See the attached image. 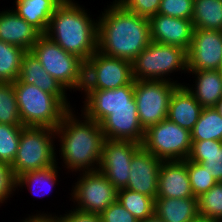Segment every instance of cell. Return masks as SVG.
<instances>
[{
	"label": "cell",
	"mask_w": 222,
	"mask_h": 222,
	"mask_svg": "<svg viewBox=\"0 0 222 222\" xmlns=\"http://www.w3.org/2000/svg\"><path fill=\"white\" fill-rule=\"evenodd\" d=\"M41 33L13 9L0 11V40L31 51Z\"/></svg>",
	"instance_id": "20"
},
{
	"label": "cell",
	"mask_w": 222,
	"mask_h": 222,
	"mask_svg": "<svg viewBox=\"0 0 222 222\" xmlns=\"http://www.w3.org/2000/svg\"><path fill=\"white\" fill-rule=\"evenodd\" d=\"M214 108L219 112L220 116L222 117V98L217 102Z\"/></svg>",
	"instance_id": "42"
},
{
	"label": "cell",
	"mask_w": 222,
	"mask_h": 222,
	"mask_svg": "<svg viewBox=\"0 0 222 222\" xmlns=\"http://www.w3.org/2000/svg\"><path fill=\"white\" fill-rule=\"evenodd\" d=\"M191 222H211V221H208L207 219L202 218V217L199 216L197 219H195Z\"/></svg>",
	"instance_id": "43"
},
{
	"label": "cell",
	"mask_w": 222,
	"mask_h": 222,
	"mask_svg": "<svg viewBox=\"0 0 222 222\" xmlns=\"http://www.w3.org/2000/svg\"><path fill=\"white\" fill-rule=\"evenodd\" d=\"M36 213V215L32 213V215L25 217L24 219H51L53 222H102L99 214H94L90 212L80 211L78 209H71L65 212L63 215H57L50 212L47 214L44 212ZM54 214V215H52Z\"/></svg>",
	"instance_id": "35"
},
{
	"label": "cell",
	"mask_w": 222,
	"mask_h": 222,
	"mask_svg": "<svg viewBox=\"0 0 222 222\" xmlns=\"http://www.w3.org/2000/svg\"><path fill=\"white\" fill-rule=\"evenodd\" d=\"M117 200L139 221L154 215L155 200L130 189H119Z\"/></svg>",
	"instance_id": "30"
},
{
	"label": "cell",
	"mask_w": 222,
	"mask_h": 222,
	"mask_svg": "<svg viewBox=\"0 0 222 222\" xmlns=\"http://www.w3.org/2000/svg\"><path fill=\"white\" fill-rule=\"evenodd\" d=\"M178 86L169 81L134 80V98L144 130L167 119L170 99Z\"/></svg>",
	"instance_id": "10"
},
{
	"label": "cell",
	"mask_w": 222,
	"mask_h": 222,
	"mask_svg": "<svg viewBox=\"0 0 222 222\" xmlns=\"http://www.w3.org/2000/svg\"><path fill=\"white\" fill-rule=\"evenodd\" d=\"M157 197L197 198L191 189L186 160L162 162L158 173Z\"/></svg>",
	"instance_id": "18"
},
{
	"label": "cell",
	"mask_w": 222,
	"mask_h": 222,
	"mask_svg": "<svg viewBox=\"0 0 222 222\" xmlns=\"http://www.w3.org/2000/svg\"><path fill=\"white\" fill-rule=\"evenodd\" d=\"M187 58L188 71L220 70L222 67V31L194 29Z\"/></svg>",
	"instance_id": "14"
},
{
	"label": "cell",
	"mask_w": 222,
	"mask_h": 222,
	"mask_svg": "<svg viewBox=\"0 0 222 222\" xmlns=\"http://www.w3.org/2000/svg\"><path fill=\"white\" fill-rule=\"evenodd\" d=\"M194 0H161L158 14L173 18L191 19Z\"/></svg>",
	"instance_id": "36"
},
{
	"label": "cell",
	"mask_w": 222,
	"mask_h": 222,
	"mask_svg": "<svg viewBox=\"0 0 222 222\" xmlns=\"http://www.w3.org/2000/svg\"><path fill=\"white\" fill-rule=\"evenodd\" d=\"M197 199L200 217L208 221L222 222V182H217Z\"/></svg>",
	"instance_id": "31"
},
{
	"label": "cell",
	"mask_w": 222,
	"mask_h": 222,
	"mask_svg": "<svg viewBox=\"0 0 222 222\" xmlns=\"http://www.w3.org/2000/svg\"><path fill=\"white\" fill-rule=\"evenodd\" d=\"M0 123L23 126L13 83L0 82Z\"/></svg>",
	"instance_id": "32"
},
{
	"label": "cell",
	"mask_w": 222,
	"mask_h": 222,
	"mask_svg": "<svg viewBox=\"0 0 222 222\" xmlns=\"http://www.w3.org/2000/svg\"><path fill=\"white\" fill-rule=\"evenodd\" d=\"M122 7L138 16L150 18L158 14L161 0H115Z\"/></svg>",
	"instance_id": "37"
},
{
	"label": "cell",
	"mask_w": 222,
	"mask_h": 222,
	"mask_svg": "<svg viewBox=\"0 0 222 222\" xmlns=\"http://www.w3.org/2000/svg\"><path fill=\"white\" fill-rule=\"evenodd\" d=\"M194 29L222 31V0H194Z\"/></svg>",
	"instance_id": "27"
},
{
	"label": "cell",
	"mask_w": 222,
	"mask_h": 222,
	"mask_svg": "<svg viewBox=\"0 0 222 222\" xmlns=\"http://www.w3.org/2000/svg\"><path fill=\"white\" fill-rule=\"evenodd\" d=\"M187 159L203 165L217 182H222V141H192Z\"/></svg>",
	"instance_id": "25"
},
{
	"label": "cell",
	"mask_w": 222,
	"mask_h": 222,
	"mask_svg": "<svg viewBox=\"0 0 222 222\" xmlns=\"http://www.w3.org/2000/svg\"><path fill=\"white\" fill-rule=\"evenodd\" d=\"M83 7L64 0L50 18L45 35L86 62L97 51L98 19H92Z\"/></svg>",
	"instance_id": "3"
},
{
	"label": "cell",
	"mask_w": 222,
	"mask_h": 222,
	"mask_svg": "<svg viewBox=\"0 0 222 222\" xmlns=\"http://www.w3.org/2000/svg\"><path fill=\"white\" fill-rule=\"evenodd\" d=\"M109 5L97 17V50L132 62L151 42L149 18L128 11L115 0Z\"/></svg>",
	"instance_id": "1"
},
{
	"label": "cell",
	"mask_w": 222,
	"mask_h": 222,
	"mask_svg": "<svg viewBox=\"0 0 222 222\" xmlns=\"http://www.w3.org/2000/svg\"><path fill=\"white\" fill-rule=\"evenodd\" d=\"M134 84L132 63L98 50L85 62L83 90L116 89Z\"/></svg>",
	"instance_id": "9"
},
{
	"label": "cell",
	"mask_w": 222,
	"mask_h": 222,
	"mask_svg": "<svg viewBox=\"0 0 222 222\" xmlns=\"http://www.w3.org/2000/svg\"><path fill=\"white\" fill-rule=\"evenodd\" d=\"M203 107L185 85H179L173 92L168 106L167 119L189 131L198 121Z\"/></svg>",
	"instance_id": "21"
},
{
	"label": "cell",
	"mask_w": 222,
	"mask_h": 222,
	"mask_svg": "<svg viewBox=\"0 0 222 222\" xmlns=\"http://www.w3.org/2000/svg\"><path fill=\"white\" fill-rule=\"evenodd\" d=\"M99 215L102 222H139L118 200Z\"/></svg>",
	"instance_id": "39"
},
{
	"label": "cell",
	"mask_w": 222,
	"mask_h": 222,
	"mask_svg": "<svg viewBox=\"0 0 222 222\" xmlns=\"http://www.w3.org/2000/svg\"><path fill=\"white\" fill-rule=\"evenodd\" d=\"M71 190L75 209L101 214L117 201L118 189L99 171L80 172ZM73 198V199H72Z\"/></svg>",
	"instance_id": "11"
},
{
	"label": "cell",
	"mask_w": 222,
	"mask_h": 222,
	"mask_svg": "<svg viewBox=\"0 0 222 222\" xmlns=\"http://www.w3.org/2000/svg\"><path fill=\"white\" fill-rule=\"evenodd\" d=\"M55 135L60 142L57 149L65 170L73 173L99 169L105 137L98 122L82 113L79 117L70 109L55 129Z\"/></svg>",
	"instance_id": "2"
},
{
	"label": "cell",
	"mask_w": 222,
	"mask_h": 222,
	"mask_svg": "<svg viewBox=\"0 0 222 222\" xmlns=\"http://www.w3.org/2000/svg\"><path fill=\"white\" fill-rule=\"evenodd\" d=\"M139 222H164L162 219L158 218L155 214L145 220H141Z\"/></svg>",
	"instance_id": "40"
},
{
	"label": "cell",
	"mask_w": 222,
	"mask_h": 222,
	"mask_svg": "<svg viewBox=\"0 0 222 222\" xmlns=\"http://www.w3.org/2000/svg\"><path fill=\"white\" fill-rule=\"evenodd\" d=\"M191 133L168 119L145 130L141 146L162 161L186 160L191 150Z\"/></svg>",
	"instance_id": "8"
},
{
	"label": "cell",
	"mask_w": 222,
	"mask_h": 222,
	"mask_svg": "<svg viewBox=\"0 0 222 222\" xmlns=\"http://www.w3.org/2000/svg\"><path fill=\"white\" fill-rule=\"evenodd\" d=\"M57 165L58 164L45 169L30 171L18 176L16 183L17 190H20L18 187L21 188V190L23 187H25V189L28 187V191H30V193L36 197H43V195L49 194V192H53L51 190L52 188H55V185L57 184L56 182H59L58 171L61 170V168H59ZM42 192L45 193L42 194Z\"/></svg>",
	"instance_id": "26"
},
{
	"label": "cell",
	"mask_w": 222,
	"mask_h": 222,
	"mask_svg": "<svg viewBox=\"0 0 222 222\" xmlns=\"http://www.w3.org/2000/svg\"><path fill=\"white\" fill-rule=\"evenodd\" d=\"M64 0H15L14 12L45 34L50 18ZM15 7V8H14Z\"/></svg>",
	"instance_id": "23"
},
{
	"label": "cell",
	"mask_w": 222,
	"mask_h": 222,
	"mask_svg": "<svg viewBox=\"0 0 222 222\" xmlns=\"http://www.w3.org/2000/svg\"><path fill=\"white\" fill-rule=\"evenodd\" d=\"M84 91V92H83ZM85 101L81 108L82 114L99 124L120 107H137L134 98V84H128L116 89L82 90Z\"/></svg>",
	"instance_id": "13"
},
{
	"label": "cell",
	"mask_w": 222,
	"mask_h": 222,
	"mask_svg": "<svg viewBox=\"0 0 222 222\" xmlns=\"http://www.w3.org/2000/svg\"><path fill=\"white\" fill-rule=\"evenodd\" d=\"M17 178L11 165L0 161V204L12 198L11 195L16 192Z\"/></svg>",
	"instance_id": "38"
},
{
	"label": "cell",
	"mask_w": 222,
	"mask_h": 222,
	"mask_svg": "<svg viewBox=\"0 0 222 222\" xmlns=\"http://www.w3.org/2000/svg\"><path fill=\"white\" fill-rule=\"evenodd\" d=\"M154 208L164 222H191L199 217L197 198L156 197Z\"/></svg>",
	"instance_id": "24"
},
{
	"label": "cell",
	"mask_w": 222,
	"mask_h": 222,
	"mask_svg": "<svg viewBox=\"0 0 222 222\" xmlns=\"http://www.w3.org/2000/svg\"><path fill=\"white\" fill-rule=\"evenodd\" d=\"M162 162L141 146L132 157L129 181L125 188L155 200L158 194V173Z\"/></svg>",
	"instance_id": "15"
},
{
	"label": "cell",
	"mask_w": 222,
	"mask_h": 222,
	"mask_svg": "<svg viewBox=\"0 0 222 222\" xmlns=\"http://www.w3.org/2000/svg\"><path fill=\"white\" fill-rule=\"evenodd\" d=\"M190 133L191 141H222V117L219 112L214 107L203 108Z\"/></svg>",
	"instance_id": "28"
},
{
	"label": "cell",
	"mask_w": 222,
	"mask_h": 222,
	"mask_svg": "<svg viewBox=\"0 0 222 222\" xmlns=\"http://www.w3.org/2000/svg\"><path fill=\"white\" fill-rule=\"evenodd\" d=\"M22 125L56 129L69 109L53 94L35 85L13 82Z\"/></svg>",
	"instance_id": "4"
},
{
	"label": "cell",
	"mask_w": 222,
	"mask_h": 222,
	"mask_svg": "<svg viewBox=\"0 0 222 222\" xmlns=\"http://www.w3.org/2000/svg\"><path fill=\"white\" fill-rule=\"evenodd\" d=\"M149 23L152 42L179 46L189 50L194 31L191 19L156 14L149 18Z\"/></svg>",
	"instance_id": "16"
},
{
	"label": "cell",
	"mask_w": 222,
	"mask_h": 222,
	"mask_svg": "<svg viewBox=\"0 0 222 222\" xmlns=\"http://www.w3.org/2000/svg\"><path fill=\"white\" fill-rule=\"evenodd\" d=\"M131 63L134 80L169 81L184 85L168 76L178 71L188 72L187 50L152 41Z\"/></svg>",
	"instance_id": "5"
},
{
	"label": "cell",
	"mask_w": 222,
	"mask_h": 222,
	"mask_svg": "<svg viewBox=\"0 0 222 222\" xmlns=\"http://www.w3.org/2000/svg\"><path fill=\"white\" fill-rule=\"evenodd\" d=\"M54 141H57L54 128L24 127L11 165L16 178L24 173L58 164Z\"/></svg>",
	"instance_id": "7"
},
{
	"label": "cell",
	"mask_w": 222,
	"mask_h": 222,
	"mask_svg": "<svg viewBox=\"0 0 222 222\" xmlns=\"http://www.w3.org/2000/svg\"><path fill=\"white\" fill-rule=\"evenodd\" d=\"M24 127L0 123V161L12 165Z\"/></svg>",
	"instance_id": "33"
},
{
	"label": "cell",
	"mask_w": 222,
	"mask_h": 222,
	"mask_svg": "<svg viewBox=\"0 0 222 222\" xmlns=\"http://www.w3.org/2000/svg\"><path fill=\"white\" fill-rule=\"evenodd\" d=\"M100 125L105 139L143 142L145 130L140 124L137 107L115 108Z\"/></svg>",
	"instance_id": "17"
},
{
	"label": "cell",
	"mask_w": 222,
	"mask_h": 222,
	"mask_svg": "<svg viewBox=\"0 0 222 222\" xmlns=\"http://www.w3.org/2000/svg\"><path fill=\"white\" fill-rule=\"evenodd\" d=\"M31 52L40 61L44 70L66 90L82 92L85 62L77 55L65 51L45 34L39 36Z\"/></svg>",
	"instance_id": "6"
},
{
	"label": "cell",
	"mask_w": 222,
	"mask_h": 222,
	"mask_svg": "<svg viewBox=\"0 0 222 222\" xmlns=\"http://www.w3.org/2000/svg\"><path fill=\"white\" fill-rule=\"evenodd\" d=\"M195 75V84L188 83L187 89L194 95L203 108L214 107L222 98V73L220 70L188 71ZM195 85V87H194ZM194 87V88H193Z\"/></svg>",
	"instance_id": "22"
},
{
	"label": "cell",
	"mask_w": 222,
	"mask_h": 222,
	"mask_svg": "<svg viewBox=\"0 0 222 222\" xmlns=\"http://www.w3.org/2000/svg\"><path fill=\"white\" fill-rule=\"evenodd\" d=\"M23 48L0 40V82H15L20 75Z\"/></svg>",
	"instance_id": "29"
},
{
	"label": "cell",
	"mask_w": 222,
	"mask_h": 222,
	"mask_svg": "<svg viewBox=\"0 0 222 222\" xmlns=\"http://www.w3.org/2000/svg\"><path fill=\"white\" fill-rule=\"evenodd\" d=\"M187 172L191 184V189L195 197L207 192L217 181L210 174L206 167L201 164L186 159Z\"/></svg>",
	"instance_id": "34"
},
{
	"label": "cell",
	"mask_w": 222,
	"mask_h": 222,
	"mask_svg": "<svg viewBox=\"0 0 222 222\" xmlns=\"http://www.w3.org/2000/svg\"><path fill=\"white\" fill-rule=\"evenodd\" d=\"M21 222H53L51 219H22Z\"/></svg>",
	"instance_id": "41"
},
{
	"label": "cell",
	"mask_w": 222,
	"mask_h": 222,
	"mask_svg": "<svg viewBox=\"0 0 222 222\" xmlns=\"http://www.w3.org/2000/svg\"><path fill=\"white\" fill-rule=\"evenodd\" d=\"M141 144L134 141L105 139L99 171L119 190L127 186L130 164Z\"/></svg>",
	"instance_id": "12"
},
{
	"label": "cell",
	"mask_w": 222,
	"mask_h": 222,
	"mask_svg": "<svg viewBox=\"0 0 222 222\" xmlns=\"http://www.w3.org/2000/svg\"><path fill=\"white\" fill-rule=\"evenodd\" d=\"M18 79L24 84L35 85L39 89L55 95L69 110L75 109L70 105L67 90L44 70L31 51H27L22 57Z\"/></svg>",
	"instance_id": "19"
}]
</instances>
